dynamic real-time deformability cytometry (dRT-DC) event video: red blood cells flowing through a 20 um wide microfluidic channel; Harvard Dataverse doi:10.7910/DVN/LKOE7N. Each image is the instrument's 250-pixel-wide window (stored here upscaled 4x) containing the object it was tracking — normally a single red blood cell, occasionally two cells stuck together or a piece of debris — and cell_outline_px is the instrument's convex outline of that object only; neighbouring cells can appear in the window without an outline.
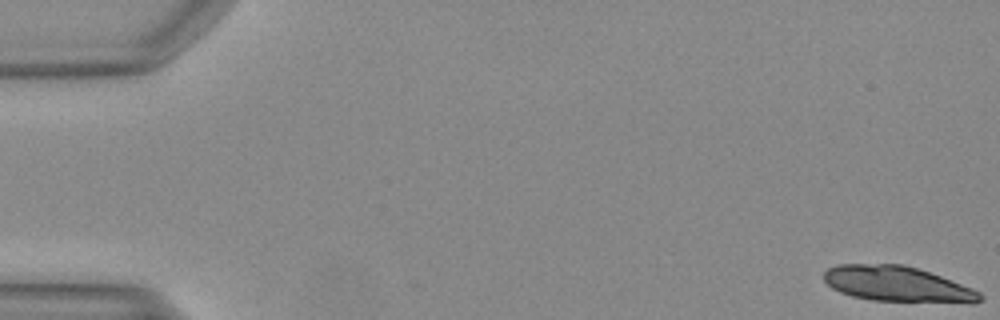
{"species": "Egyptian fruit bat (a non-hibernating species)", "species_latin": "Rousettus aegyptiacus", "temperature_condition": "warm", "stored_images_in_passage": 24, "camera_frame_rate_fps": 3000, "um_per_image_px": 0.085, "animal": {"sex": "female"}, "frame": {"image": 1, "passage_image": 1, "time_ms": 0.0, "image_size_px": [1000, 320], "cell_outline_px": [[984, 296], [976, 304], [972, 304], [872, 300], [852, 296], [840, 292], [832, 288], [824, 280], [824, 272], [828, 268], [836, 264], [904, 264], [940, 276], [972, 288], [980, 292]], "centroid_in_image_um": [76.31, 24.16], "position_along_channel_um": 8.7, "area_um2": 32.48}}